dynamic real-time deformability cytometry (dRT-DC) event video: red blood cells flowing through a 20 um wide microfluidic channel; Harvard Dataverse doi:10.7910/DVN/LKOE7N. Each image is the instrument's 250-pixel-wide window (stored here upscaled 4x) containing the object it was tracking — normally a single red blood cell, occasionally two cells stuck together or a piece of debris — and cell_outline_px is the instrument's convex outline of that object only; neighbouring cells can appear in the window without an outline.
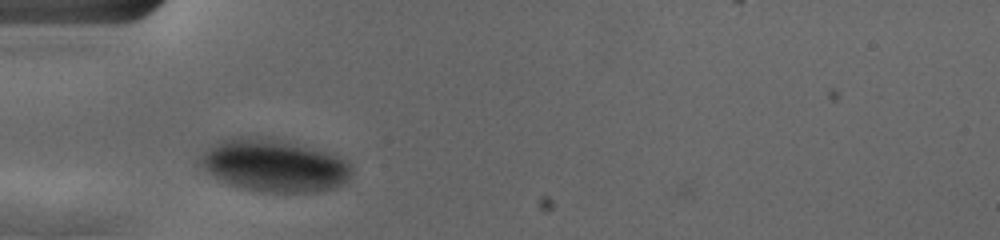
{"species": "human", "species_latin": "Homo sapiens", "temperature_condition": "cold", "stored_images_in_passage": 19, "camera_frame_rate_fps": 3000, "um_per_image_px": 0.085, "donor": {"sex": "female"}, "frame": {"image": 1, "passage_image": 1, "time_ms": 0.0, "image_size_px": [1000, 240], "cell_outline_px": [[352, 172], [348, 180], [344, 184], [336, 188], [316, 192], [272, 192], [248, 188], [232, 184], [208, 172], [196, 160], [208, 148], [232, 136], [268, 136], [324, 152], [348, 160], [352, 164]], "centroid_in_image_um": [23.35, 14.05], "position_along_channel_um": 61.7, "area_um2": 45.95}}
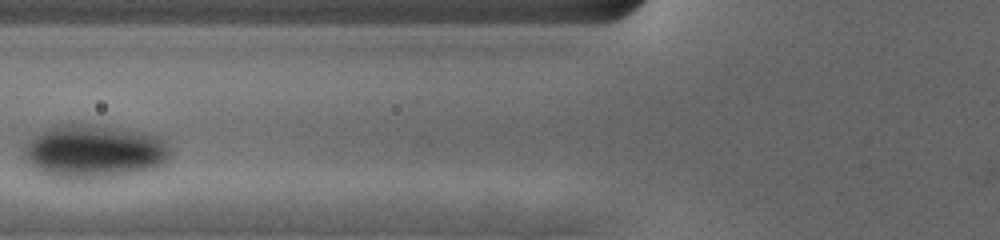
{"frame": {"image": 2, "passage_image": 6, "time_ms": 1.667, "image_size_px": [1000, 240], "cell_outline_px": [[168, 156], [164, 160], [156, 164], [140, 168], [100, 176], [52, 176], [40, 168], [24, 152], [28, 144], [32, 140], [44, 132], [52, 128], [68, 124], [80, 124], [112, 128], [136, 132], [152, 136], [164, 140], [168, 148]], "centroid_in_image_um": [7.99, 12.81], "position_along_channel_um": 117.8, "area_um2": 40.98}}